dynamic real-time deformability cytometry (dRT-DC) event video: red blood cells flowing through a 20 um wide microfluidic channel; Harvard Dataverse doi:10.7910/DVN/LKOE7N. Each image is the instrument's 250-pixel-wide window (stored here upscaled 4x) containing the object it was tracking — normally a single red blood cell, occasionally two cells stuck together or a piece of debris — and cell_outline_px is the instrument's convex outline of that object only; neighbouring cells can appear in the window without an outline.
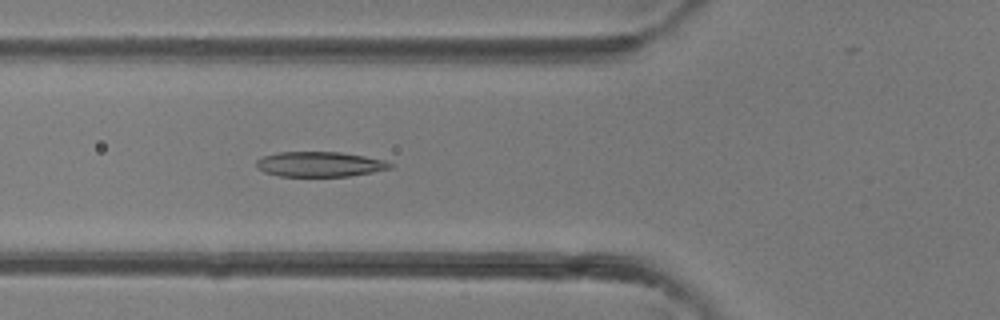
{"species": "common noctule bat (a hibernating species)", "species_latin": "Nyctalus noctula", "temperature_condition": "room temperature", "stored_images_in_passage": 27, "camera_frame_rate_fps": 3000, "um_per_image_px": 0.085, "animal": {"sex": "female"}, "frame": {"image": 1, "passage_image": 7, "time_ms": 2.0, "image_size_px": [1000, 320], "cell_outline_px": [[396, 164], [392, 168], [372, 172], [348, 176], [280, 176], [264, 172], [256, 168], [256, 160], [260, 156], [280, 152], [340, 152], [364, 156], [384, 160]], "centroid_in_image_um": [27.16, 13.95], "position_along_channel_um": 98.6, "area_um2": 19.65}}
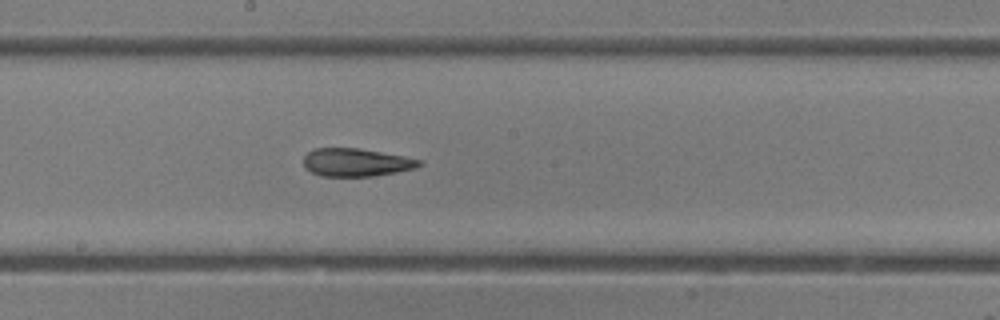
{"frame": {"image": 2, "passage_image": 14, "time_ms": 4.333, "image_size_px": [1000, 320], "cell_outline_px": [[424, 164], [416, 168], [396, 172], [372, 176], [320, 176], [304, 168], [304, 156], [308, 152], [316, 148], [360, 148], [404, 156], [424, 160]], "centroid_in_image_um": [30.3, 13.8], "position_along_channel_um": 217.9, "area_um2": 19.02}}
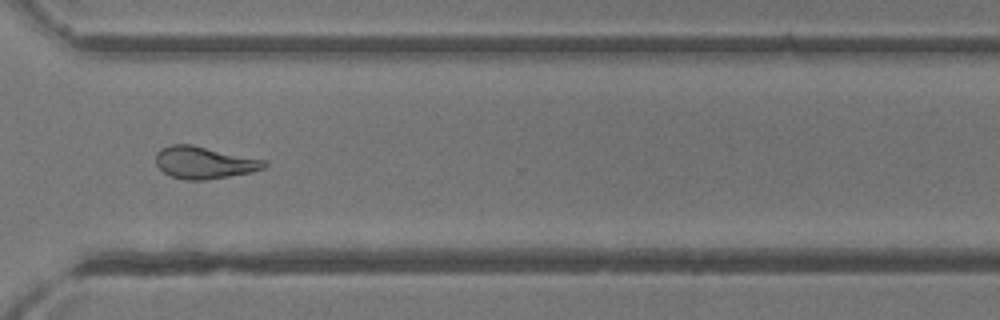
{"frame": {"image": 3, "passage_image": 22, "time_ms": 7.0, "image_size_px": [1000, 320], "cell_outline_px": [[268, 164], [264, 168], [248, 172], [228, 176], [204, 180], [184, 180], [172, 176], [164, 172], [156, 164], [156, 152], [160, 148], [172, 144], [192, 144], [264, 160]], "centroid_in_image_um": [17.31, 13.81], "position_along_channel_um": 353.3, "area_um2": 20.11}}